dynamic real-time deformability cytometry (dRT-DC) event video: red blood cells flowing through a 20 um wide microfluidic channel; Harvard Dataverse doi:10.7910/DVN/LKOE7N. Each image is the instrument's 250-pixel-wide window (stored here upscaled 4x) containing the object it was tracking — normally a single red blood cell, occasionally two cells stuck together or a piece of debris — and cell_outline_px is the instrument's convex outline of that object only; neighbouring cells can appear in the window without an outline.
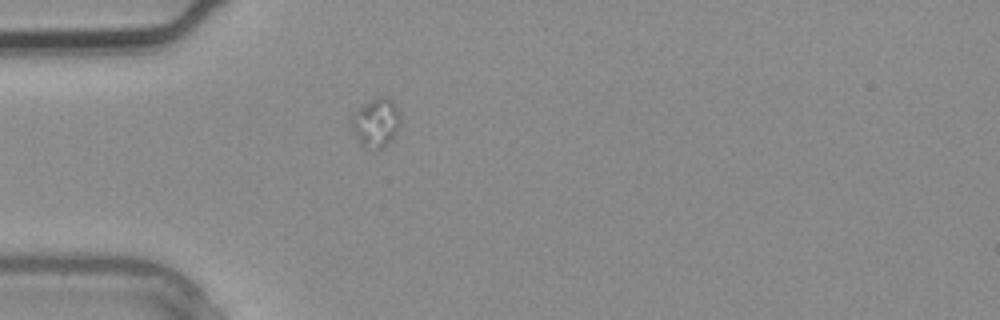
{"species": "common noctule bat (a hibernating species)", "species_latin": "Nyctalus noctula", "temperature_condition": "warm", "stored_images_in_passage": 2, "camera_frame_rate_fps": 3000, "um_per_image_px": 0.085, "animal": {"sex": "male", "body_mass_g": 20.4}, "frame": {"image": 1, "passage_image": 2, "time_ms": 0.333, "image_size_px": [1000, 320], "cell_outline_px": [[400, 124], [392, 140], [384, 148], [372, 152], [364, 148], [360, 144], [352, 132], [352, 116], [364, 104], [380, 96], [384, 96], [396, 104], [400, 112]], "centroid_in_image_um": [31.98, 10.5], "position_along_channel_um": 53.0, "area_um2": 14.16}}